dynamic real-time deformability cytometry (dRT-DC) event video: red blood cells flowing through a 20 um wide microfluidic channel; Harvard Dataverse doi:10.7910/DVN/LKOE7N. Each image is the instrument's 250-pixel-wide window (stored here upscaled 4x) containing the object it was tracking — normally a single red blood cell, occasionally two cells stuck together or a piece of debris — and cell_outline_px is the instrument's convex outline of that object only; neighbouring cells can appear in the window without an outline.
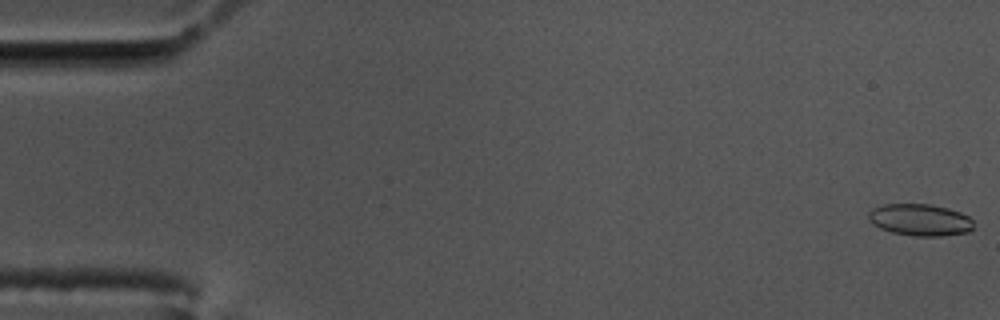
{"species": "common noctule bat (a hibernating species)", "species_latin": "Nyctalus noctula", "temperature_condition": "cold", "stored_images_in_passage": 58, "camera_frame_rate_fps": 3000, "um_per_image_px": 0.085, "animal": {"sex": "male", "body_mass_g": 17.5, "forearm_length_mm": 52.3}, "frame": {"image": 1, "passage_image": 1, "time_ms": 0.0, "image_size_px": [1000, 320], "cell_outline_px": [[972, 228], [968, 232], [940, 236], [916, 236], [892, 232], [880, 228], [872, 224], [868, 216], [868, 212], [872, 208], [884, 204], [932, 204], [948, 208], [960, 212], [968, 216], [972, 220]], "centroid_in_image_um": [78.19, 18.68], "position_along_channel_um": 6.8, "area_um2": 19.48}}
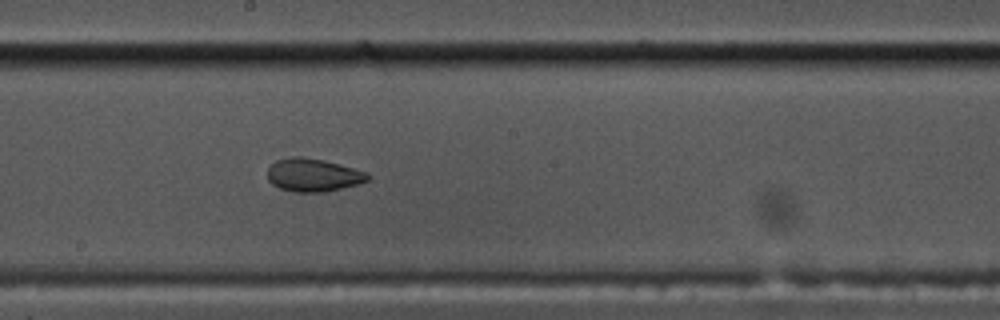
{"frame": {"image": 2, "passage_image": 32, "time_ms": 10.333, "image_size_px": [1000, 320], "cell_outline_px": [[372, 176], [368, 180], [356, 184], [324, 192], [292, 192], [280, 188], [272, 184], [268, 180], [268, 168], [276, 160], [288, 156], [304, 156], [324, 160], [368, 172]], "centroid_in_image_um": [26.6, 14.86], "position_along_channel_um": 221.6, "area_um2": 19.42}}
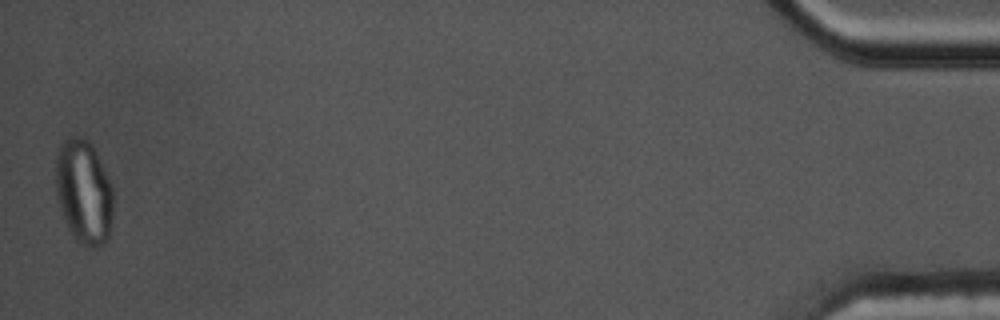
{"frame": {"image": 3, "passage_image": 58, "time_ms": 19.0, "image_size_px": [1000, 320], "cell_outline_px": [[112, 228], [108, 240], [104, 244], [96, 248], [84, 248], [76, 240], [68, 228], [64, 220], [56, 192], [56, 160], [60, 144], [64, 140], [72, 136], [84, 136], [92, 144], [112, 188]], "centroid_in_image_um": [7.13, 16.36], "position_along_channel_um": 428.1, "area_um2": 35.14}, "authors_computed_cell_mechanics": {"area_um2": 19.5653, "velocity_mm_per_s": 3.4578, "shape_relaxation_time_tau1_ms": null, "shape_relaxation_time_tau2_ms": 1.6632, "deformation_change_tau1": null, "deformation_change_tau2": 0.0573}}